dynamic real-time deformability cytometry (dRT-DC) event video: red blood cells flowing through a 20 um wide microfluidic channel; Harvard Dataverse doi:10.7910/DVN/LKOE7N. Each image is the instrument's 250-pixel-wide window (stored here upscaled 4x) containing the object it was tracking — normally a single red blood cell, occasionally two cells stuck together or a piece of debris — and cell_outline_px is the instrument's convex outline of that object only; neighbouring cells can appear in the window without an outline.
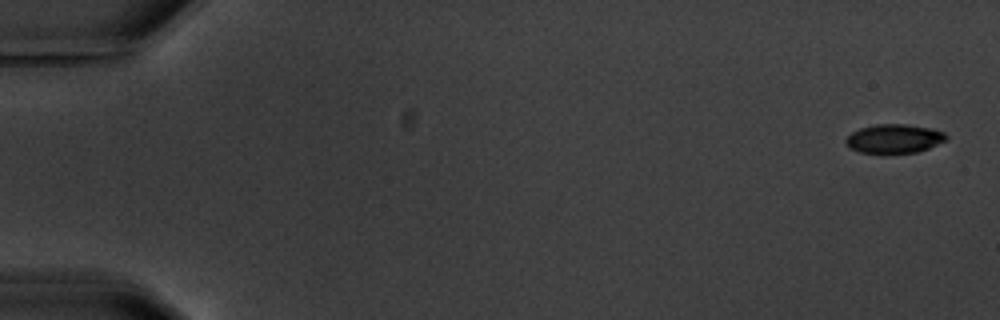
{"species": "common noctule bat (a hibernating species)", "species_latin": "Nyctalus noctula", "temperature_condition": "warm", "stored_images_in_passage": 6, "camera_frame_rate_fps": 3000, "um_per_image_px": 0.085, "animal": {"sex": "male", "body_mass_g": 20.1, "forearm_length_mm": 53.5}, "frame": {"image": 1, "passage_image": 1, "time_ms": 0.0, "image_size_px": [1000, 320], "cell_outline_px": [[948, 140], [928, 148], [916, 152], [892, 156], [860, 152], [848, 148], [844, 140], [852, 132], [860, 128], [876, 124], [904, 124], [932, 128], [944, 132], [948, 136]], "centroid_in_image_um": [76.0, 11.83], "position_along_channel_um": 9.0, "area_um2": 17.63}}
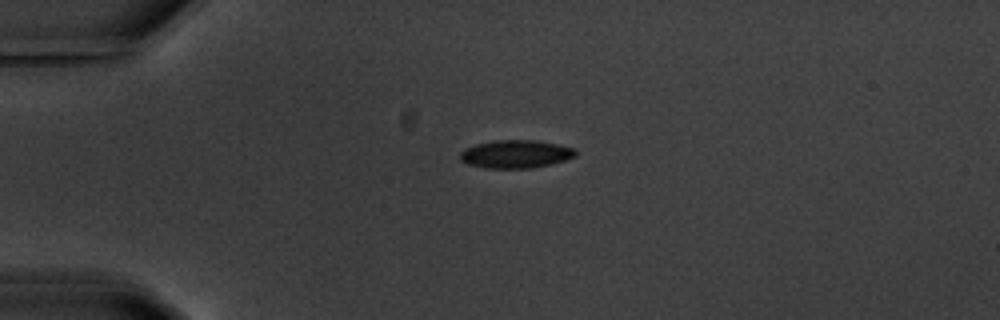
{"frame": {"image": 2, "passage_image": 4, "time_ms": 4.333, "image_size_px": [1000, 320], "cell_outline_px": [[576, 156], [552, 164], [532, 168], [488, 168], [468, 164], [460, 160], [460, 152], [464, 148], [476, 144], [496, 140], [532, 140], [556, 144], [576, 148]], "centroid_in_image_um": [43.83, 13.1], "position_along_channel_um": 41.2, "area_um2": 18.84}}
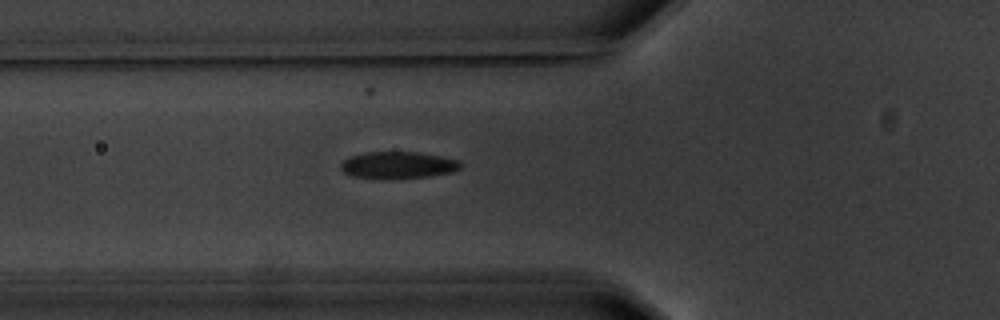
{"frame": {"image": 3, "passage_image": 6, "time_ms": 6.667, "image_size_px": [1000, 320], "cell_outline_px": [[460, 168], [452, 172], [428, 176], [352, 176], [344, 172], [340, 168], [340, 164], [348, 156], [364, 152], [420, 152], [460, 160]], "centroid_in_image_um": [33.83, 13.97], "position_along_channel_um": 92.0, "area_um2": 17.98}}